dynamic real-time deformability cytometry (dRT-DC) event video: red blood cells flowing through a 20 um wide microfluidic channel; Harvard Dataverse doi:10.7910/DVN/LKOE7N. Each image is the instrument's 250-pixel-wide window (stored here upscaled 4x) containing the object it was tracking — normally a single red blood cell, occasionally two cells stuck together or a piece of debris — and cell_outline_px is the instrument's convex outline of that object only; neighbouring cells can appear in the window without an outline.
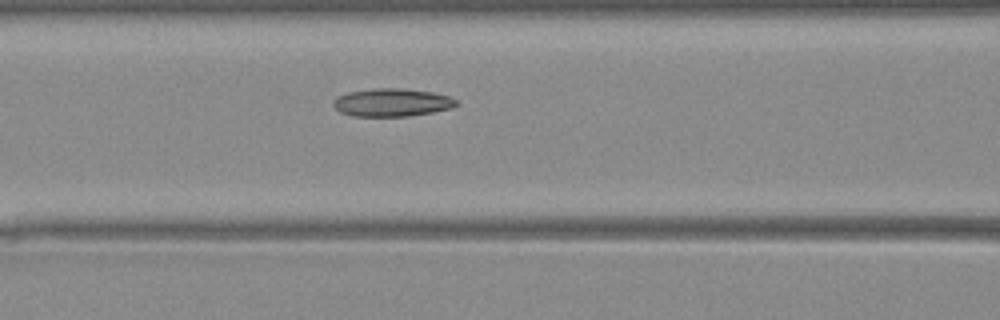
{"species": "Egyptian fruit bat (a non-hibernating species)", "species_latin": "Rousettus aegyptiacus", "temperature_condition": "warm", "stored_images_in_passage": 27, "camera_frame_rate_fps": 3000, "um_per_image_px": 0.085, "animal": {"sex": "female"}, "frame": {"image": 1, "passage_image": 9, "time_ms": 2.667, "image_size_px": [1000, 320], "cell_outline_px": [[460, 104], [452, 108], [432, 112], [408, 116], [352, 116], [340, 112], [332, 104], [332, 100], [336, 96], [348, 92], [372, 88], [404, 88], [432, 92], [448, 96], [456, 100]], "centroid_in_image_um": [33.29, 8.7], "position_along_channel_um": 133.3, "area_um2": 20.23}}
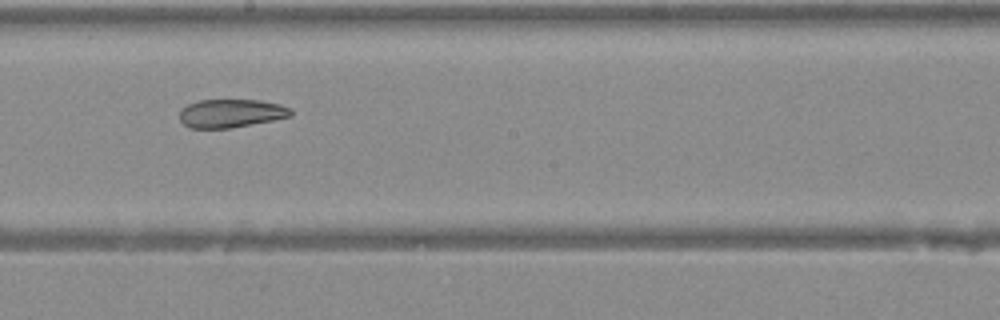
{"frame": {"image": 2, "passage_image": 15, "time_ms": 4.667, "image_size_px": [1000, 320], "cell_outline_px": [[292, 116], [232, 128], [188, 128], [180, 120], [180, 112], [188, 104], [200, 100], [260, 100], [280, 104], [292, 108]], "centroid_in_image_um": [19.66, 9.63], "position_along_channel_um": 228.5, "area_um2": 18.38}}
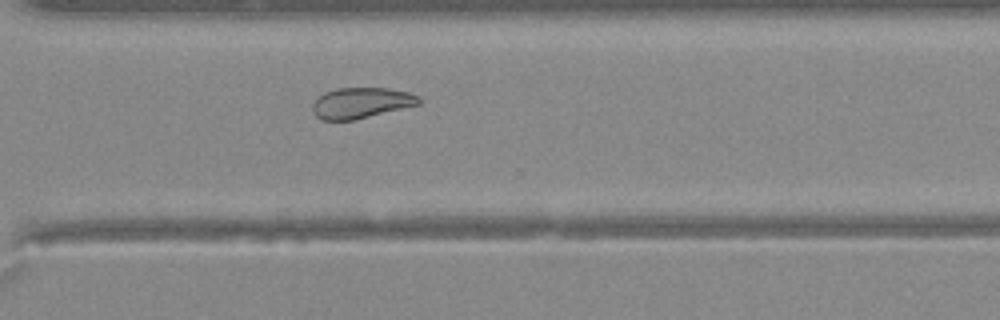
{"frame": {"image": 3, "passage_image": 22, "time_ms": 7.0, "image_size_px": [1000, 320], "cell_outline_px": [[420, 104], [352, 120], [320, 120], [312, 112], [312, 104], [324, 92], [344, 84], [372, 84], [408, 92], [420, 96]], "centroid_in_image_um": [30.67, 8.65], "position_along_channel_um": 339.9, "area_um2": 20.23}}